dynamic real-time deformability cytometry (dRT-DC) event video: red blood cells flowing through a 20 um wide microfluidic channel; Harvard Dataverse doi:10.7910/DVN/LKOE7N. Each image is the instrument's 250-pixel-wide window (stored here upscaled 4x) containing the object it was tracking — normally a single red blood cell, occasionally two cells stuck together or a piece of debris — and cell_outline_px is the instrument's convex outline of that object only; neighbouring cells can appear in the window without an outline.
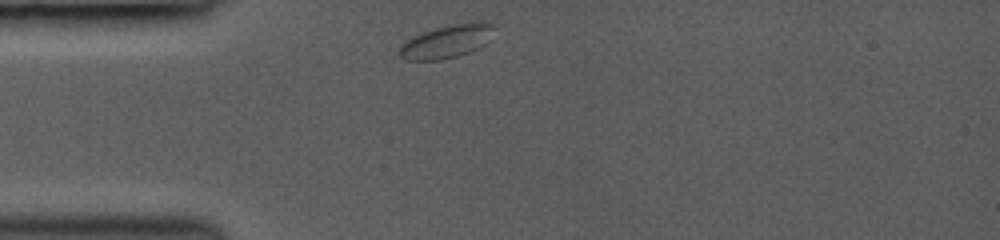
{"species": "common noctule bat (a hibernating species)", "species_latin": "Nyctalus noctula", "temperature_condition": "room temperature", "stored_images_in_passage": 40, "camera_frame_rate_fps": 3000, "um_per_image_px": 0.085, "animal": {"sex": "female", "body_mass_g": 19.0, "forearm_length_mm": 53.3}, "frame": {"image": 1, "passage_image": 1, "time_ms": 0.0, "image_size_px": [1000, 240], "cell_outline_px": [[492, 24], [484, 44], [480, 48], [456, 56], [440, 60], [404, 60], [400, 56], [400, 44], [424, 32], [436, 28], [452, 24], [472, 20], [480, 20]], "centroid_in_image_um": [37.94, 3.52], "position_along_channel_um": 47.1, "area_um2": 17.86}}
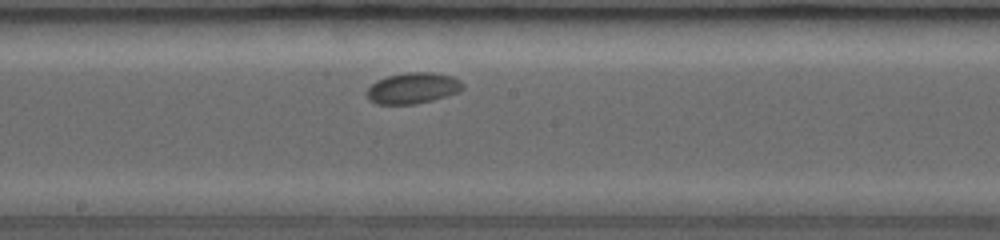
{"frame": {"image": 2, "passage_image": 17, "time_ms": 4.667, "image_size_px": [1000, 240], "cell_outline_px": [[464, 88], [456, 92], [432, 100], [416, 104], [376, 104], [368, 100], [368, 88], [376, 80], [388, 76], [408, 72], [432, 72], [452, 76], [460, 80], [464, 84]], "centroid_in_image_um": [35.09, 7.49], "position_along_channel_um": 213.1, "area_um2": 17.22}}
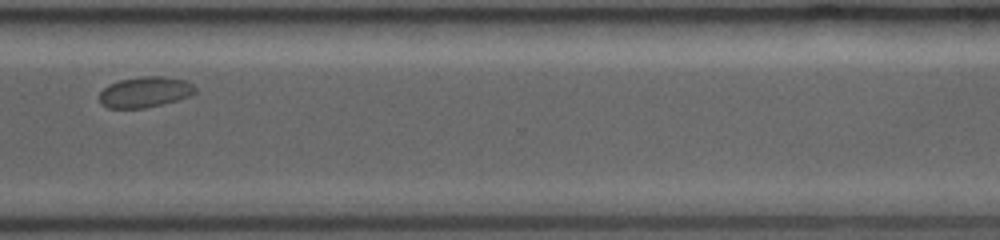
{"frame": {"image": 3, "passage_image": 39, "time_ms": 8.333, "image_size_px": [1000, 240], "cell_outline_px": [[196, 92], [188, 96], [164, 104], [144, 108], [108, 108], [100, 104], [100, 92], [108, 84], [120, 80], [140, 76], [164, 76], [188, 80], [196, 88]], "centroid_in_image_um": [12.33, 7.81], "position_along_channel_um": 358.3, "area_um2": 17.28}}